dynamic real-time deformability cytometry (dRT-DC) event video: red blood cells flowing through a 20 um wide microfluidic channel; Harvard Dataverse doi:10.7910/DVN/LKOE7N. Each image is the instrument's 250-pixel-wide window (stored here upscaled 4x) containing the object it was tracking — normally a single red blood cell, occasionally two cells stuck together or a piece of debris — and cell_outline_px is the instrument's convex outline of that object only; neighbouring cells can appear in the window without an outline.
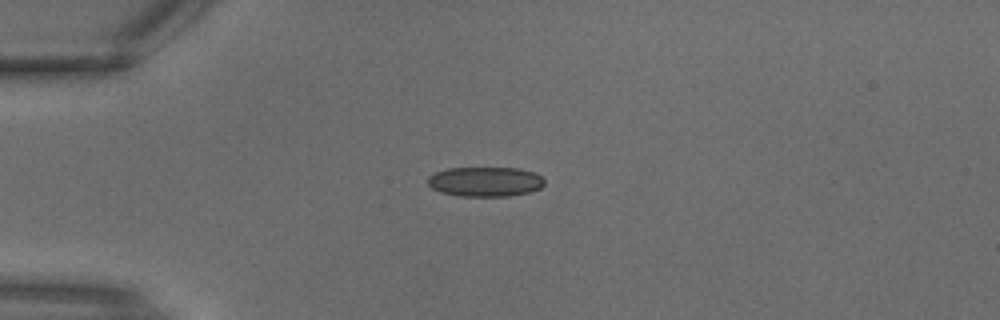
{"species": "common noctule bat (a hibernating species)", "species_latin": "Nyctalus noctula", "temperature_condition": "warm", "stored_images_in_passage": 1, "camera_frame_rate_fps": 3000, "um_per_image_px": 0.085, "animal": {"sex": "male", "body_mass_g": 18.8}, "frame": {"image": 1, "passage_image": 1, "time_ms": 0.0, "image_size_px": [1000, 320], "cell_outline_px": [[544, 184], [540, 188], [532, 192], [508, 196], [460, 196], [440, 192], [432, 188], [428, 184], [428, 176], [436, 172], [448, 168], [520, 168], [532, 172], [540, 176], [544, 180]], "centroid_in_image_um": [41.24, 15.44], "position_along_channel_um": 43.8, "area_um2": 20.23}}